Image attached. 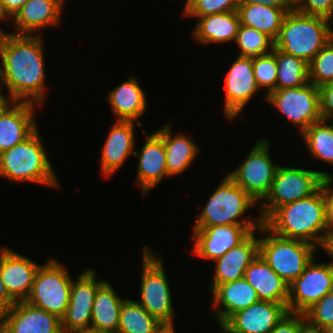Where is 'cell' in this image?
I'll list each match as a JSON object with an SVG mask.
<instances>
[{
  "mask_svg": "<svg viewBox=\"0 0 333 333\" xmlns=\"http://www.w3.org/2000/svg\"><path fill=\"white\" fill-rule=\"evenodd\" d=\"M42 36L0 34V89L17 102L43 105L47 86ZM4 86V87H3Z\"/></svg>",
  "mask_w": 333,
  "mask_h": 333,
  "instance_id": "obj_1",
  "label": "cell"
},
{
  "mask_svg": "<svg viewBox=\"0 0 333 333\" xmlns=\"http://www.w3.org/2000/svg\"><path fill=\"white\" fill-rule=\"evenodd\" d=\"M264 224L276 235L320 248L328 231L325 186L310 197L279 207Z\"/></svg>",
  "mask_w": 333,
  "mask_h": 333,
  "instance_id": "obj_2",
  "label": "cell"
},
{
  "mask_svg": "<svg viewBox=\"0 0 333 333\" xmlns=\"http://www.w3.org/2000/svg\"><path fill=\"white\" fill-rule=\"evenodd\" d=\"M39 128L26 140L0 154V177L12 183H34L61 189Z\"/></svg>",
  "mask_w": 333,
  "mask_h": 333,
  "instance_id": "obj_3",
  "label": "cell"
},
{
  "mask_svg": "<svg viewBox=\"0 0 333 333\" xmlns=\"http://www.w3.org/2000/svg\"><path fill=\"white\" fill-rule=\"evenodd\" d=\"M333 37L329 19L290 10L282 23L274 48L308 64Z\"/></svg>",
  "mask_w": 333,
  "mask_h": 333,
  "instance_id": "obj_4",
  "label": "cell"
},
{
  "mask_svg": "<svg viewBox=\"0 0 333 333\" xmlns=\"http://www.w3.org/2000/svg\"><path fill=\"white\" fill-rule=\"evenodd\" d=\"M209 196L200 214L194 215V227L218 225L262 226L260 216L251 218L244 215L258 203L252 199L227 174ZM250 217V218H249Z\"/></svg>",
  "mask_w": 333,
  "mask_h": 333,
  "instance_id": "obj_5",
  "label": "cell"
},
{
  "mask_svg": "<svg viewBox=\"0 0 333 333\" xmlns=\"http://www.w3.org/2000/svg\"><path fill=\"white\" fill-rule=\"evenodd\" d=\"M258 232L259 254L288 285L304 272L319 250L309 242L276 235L264 223Z\"/></svg>",
  "mask_w": 333,
  "mask_h": 333,
  "instance_id": "obj_6",
  "label": "cell"
},
{
  "mask_svg": "<svg viewBox=\"0 0 333 333\" xmlns=\"http://www.w3.org/2000/svg\"><path fill=\"white\" fill-rule=\"evenodd\" d=\"M325 171L279 165L271 189L258 211L263 223L281 206L315 194L323 185Z\"/></svg>",
  "mask_w": 333,
  "mask_h": 333,
  "instance_id": "obj_7",
  "label": "cell"
},
{
  "mask_svg": "<svg viewBox=\"0 0 333 333\" xmlns=\"http://www.w3.org/2000/svg\"><path fill=\"white\" fill-rule=\"evenodd\" d=\"M142 250L140 301H136L163 325H174V301L164 261L149 246Z\"/></svg>",
  "mask_w": 333,
  "mask_h": 333,
  "instance_id": "obj_8",
  "label": "cell"
},
{
  "mask_svg": "<svg viewBox=\"0 0 333 333\" xmlns=\"http://www.w3.org/2000/svg\"><path fill=\"white\" fill-rule=\"evenodd\" d=\"M66 268L54 257L40 265L35 274L31 292L25 301L62 318L70 301L73 281Z\"/></svg>",
  "mask_w": 333,
  "mask_h": 333,
  "instance_id": "obj_9",
  "label": "cell"
},
{
  "mask_svg": "<svg viewBox=\"0 0 333 333\" xmlns=\"http://www.w3.org/2000/svg\"><path fill=\"white\" fill-rule=\"evenodd\" d=\"M270 143L266 138L254 142L242 164L226 173L258 204L268 195L279 166L271 156Z\"/></svg>",
  "mask_w": 333,
  "mask_h": 333,
  "instance_id": "obj_10",
  "label": "cell"
},
{
  "mask_svg": "<svg viewBox=\"0 0 333 333\" xmlns=\"http://www.w3.org/2000/svg\"><path fill=\"white\" fill-rule=\"evenodd\" d=\"M267 102L297 127L299 135L322 120L319 88L310 82L305 86L276 89L266 96Z\"/></svg>",
  "mask_w": 333,
  "mask_h": 333,
  "instance_id": "obj_11",
  "label": "cell"
},
{
  "mask_svg": "<svg viewBox=\"0 0 333 333\" xmlns=\"http://www.w3.org/2000/svg\"><path fill=\"white\" fill-rule=\"evenodd\" d=\"M316 261L313 257L304 272L288 286L289 312L304 313L333 290V264Z\"/></svg>",
  "mask_w": 333,
  "mask_h": 333,
  "instance_id": "obj_12",
  "label": "cell"
},
{
  "mask_svg": "<svg viewBox=\"0 0 333 333\" xmlns=\"http://www.w3.org/2000/svg\"><path fill=\"white\" fill-rule=\"evenodd\" d=\"M223 114L230 121L238 118L245 106L260 92L253 70V58L238 56L230 64L224 78Z\"/></svg>",
  "mask_w": 333,
  "mask_h": 333,
  "instance_id": "obj_13",
  "label": "cell"
},
{
  "mask_svg": "<svg viewBox=\"0 0 333 333\" xmlns=\"http://www.w3.org/2000/svg\"><path fill=\"white\" fill-rule=\"evenodd\" d=\"M261 226L218 225L193 227L191 253L206 261L222 257L231 248L238 246Z\"/></svg>",
  "mask_w": 333,
  "mask_h": 333,
  "instance_id": "obj_14",
  "label": "cell"
},
{
  "mask_svg": "<svg viewBox=\"0 0 333 333\" xmlns=\"http://www.w3.org/2000/svg\"><path fill=\"white\" fill-rule=\"evenodd\" d=\"M94 269L87 268L71 284L70 301L61 318L63 333L91 327V313L98 288L106 281L98 279Z\"/></svg>",
  "mask_w": 333,
  "mask_h": 333,
  "instance_id": "obj_15",
  "label": "cell"
},
{
  "mask_svg": "<svg viewBox=\"0 0 333 333\" xmlns=\"http://www.w3.org/2000/svg\"><path fill=\"white\" fill-rule=\"evenodd\" d=\"M136 125L143 127L141 123L122 120H116L110 127L107 138L100 149V172L104 179L114 176L125 161L134 155Z\"/></svg>",
  "mask_w": 333,
  "mask_h": 333,
  "instance_id": "obj_16",
  "label": "cell"
},
{
  "mask_svg": "<svg viewBox=\"0 0 333 333\" xmlns=\"http://www.w3.org/2000/svg\"><path fill=\"white\" fill-rule=\"evenodd\" d=\"M40 265L7 246L0 248L1 279L16 301H25L32 289L35 274Z\"/></svg>",
  "mask_w": 333,
  "mask_h": 333,
  "instance_id": "obj_17",
  "label": "cell"
},
{
  "mask_svg": "<svg viewBox=\"0 0 333 333\" xmlns=\"http://www.w3.org/2000/svg\"><path fill=\"white\" fill-rule=\"evenodd\" d=\"M0 326L7 333H63L61 318L26 301L16 302L2 314Z\"/></svg>",
  "mask_w": 333,
  "mask_h": 333,
  "instance_id": "obj_18",
  "label": "cell"
},
{
  "mask_svg": "<svg viewBox=\"0 0 333 333\" xmlns=\"http://www.w3.org/2000/svg\"><path fill=\"white\" fill-rule=\"evenodd\" d=\"M66 0H28L10 20L16 35L42 36V30L60 26Z\"/></svg>",
  "mask_w": 333,
  "mask_h": 333,
  "instance_id": "obj_19",
  "label": "cell"
},
{
  "mask_svg": "<svg viewBox=\"0 0 333 333\" xmlns=\"http://www.w3.org/2000/svg\"><path fill=\"white\" fill-rule=\"evenodd\" d=\"M146 138L140 151L135 150L138 157L136 183L142 197L147 196L163 179L170 178L167 174L166 152L163 140L153 131L150 135L142 130Z\"/></svg>",
  "mask_w": 333,
  "mask_h": 333,
  "instance_id": "obj_20",
  "label": "cell"
},
{
  "mask_svg": "<svg viewBox=\"0 0 333 333\" xmlns=\"http://www.w3.org/2000/svg\"><path fill=\"white\" fill-rule=\"evenodd\" d=\"M288 312L287 304L259 300L233 314L223 326L230 333H270Z\"/></svg>",
  "mask_w": 333,
  "mask_h": 333,
  "instance_id": "obj_21",
  "label": "cell"
},
{
  "mask_svg": "<svg viewBox=\"0 0 333 333\" xmlns=\"http://www.w3.org/2000/svg\"><path fill=\"white\" fill-rule=\"evenodd\" d=\"M257 233L258 230L252 232L238 246L231 248L222 257L213 261L215 270L209 283L210 293L220 284L244 278L247 267L259 254Z\"/></svg>",
  "mask_w": 333,
  "mask_h": 333,
  "instance_id": "obj_22",
  "label": "cell"
},
{
  "mask_svg": "<svg viewBox=\"0 0 333 333\" xmlns=\"http://www.w3.org/2000/svg\"><path fill=\"white\" fill-rule=\"evenodd\" d=\"M38 105L13 101L0 115V154L30 137L39 127Z\"/></svg>",
  "mask_w": 333,
  "mask_h": 333,
  "instance_id": "obj_23",
  "label": "cell"
},
{
  "mask_svg": "<svg viewBox=\"0 0 333 333\" xmlns=\"http://www.w3.org/2000/svg\"><path fill=\"white\" fill-rule=\"evenodd\" d=\"M211 293V308L215 310L213 315L218 325H223L233 314L259 301L257 292L245 278L220 284Z\"/></svg>",
  "mask_w": 333,
  "mask_h": 333,
  "instance_id": "obj_24",
  "label": "cell"
},
{
  "mask_svg": "<svg viewBox=\"0 0 333 333\" xmlns=\"http://www.w3.org/2000/svg\"><path fill=\"white\" fill-rule=\"evenodd\" d=\"M140 81L129 76L123 83L109 91L107 102L115 120L134 121L141 123L139 118L146 114L147 98Z\"/></svg>",
  "mask_w": 333,
  "mask_h": 333,
  "instance_id": "obj_25",
  "label": "cell"
},
{
  "mask_svg": "<svg viewBox=\"0 0 333 333\" xmlns=\"http://www.w3.org/2000/svg\"><path fill=\"white\" fill-rule=\"evenodd\" d=\"M170 123L161 126L154 132L163 140L166 152V166L169 177L181 175L195 162L200 147L191 136L178 132L173 135Z\"/></svg>",
  "mask_w": 333,
  "mask_h": 333,
  "instance_id": "obj_26",
  "label": "cell"
},
{
  "mask_svg": "<svg viewBox=\"0 0 333 333\" xmlns=\"http://www.w3.org/2000/svg\"><path fill=\"white\" fill-rule=\"evenodd\" d=\"M244 278L255 289L261 301L288 303V284L269 266L260 254L247 267Z\"/></svg>",
  "mask_w": 333,
  "mask_h": 333,
  "instance_id": "obj_27",
  "label": "cell"
},
{
  "mask_svg": "<svg viewBox=\"0 0 333 333\" xmlns=\"http://www.w3.org/2000/svg\"><path fill=\"white\" fill-rule=\"evenodd\" d=\"M198 18L192 28V38L200 44H224L234 42L240 26L237 11L221 12Z\"/></svg>",
  "mask_w": 333,
  "mask_h": 333,
  "instance_id": "obj_28",
  "label": "cell"
},
{
  "mask_svg": "<svg viewBox=\"0 0 333 333\" xmlns=\"http://www.w3.org/2000/svg\"><path fill=\"white\" fill-rule=\"evenodd\" d=\"M292 9L261 3H239L237 13L241 25L254 28L275 40L286 14Z\"/></svg>",
  "mask_w": 333,
  "mask_h": 333,
  "instance_id": "obj_29",
  "label": "cell"
},
{
  "mask_svg": "<svg viewBox=\"0 0 333 333\" xmlns=\"http://www.w3.org/2000/svg\"><path fill=\"white\" fill-rule=\"evenodd\" d=\"M120 297L112 284L105 281L97 290L91 313V327L117 333L121 305Z\"/></svg>",
  "mask_w": 333,
  "mask_h": 333,
  "instance_id": "obj_30",
  "label": "cell"
},
{
  "mask_svg": "<svg viewBox=\"0 0 333 333\" xmlns=\"http://www.w3.org/2000/svg\"><path fill=\"white\" fill-rule=\"evenodd\" d=\"M162 326L136 300L126 298L123 301L117 333H156Z\"/></svg>",
  "mask_w": 333,
  "mask_h": 333,
  "instance_id": "obj_31",
  "label": "cell"
},
{
  "mask_svg": "<svg viewBox=\"0 0 333 333\" xmlns=\"http://www.w3.org/2000/svg\"><path fill=\"white\" fill-rule=\"evenodd\" d=\"M301 137L311 157L325 164H333V121L322 119L315 122Z\"/></svg>",
  "mask_w": 333,
  "mask_h": 333,
  "instance_id": "obj_32",
  "label": "cell"
},
{
  "mask_svg": "<svg viewBox=\"0 0 333 333\" xmlns=\"http://www.w3.org/2000/svg\"><path fill=\"white\" fill-rule=\"evenodd\" d=\"M277 62L276 89L295 88L309 83L308 63L275 48Z\"/></svg>",
  "mask_w": 333,
  "mask_h": 333,
  "instance_id": "obj_33",
  "label": "cell"
},
{
  "mask_svg": "<svg viewBox=\"0 0 333 333\" xmlns=\"http://www.w3.org/2000/svg\"><path fill=\"white\" fill-rule=\"evenodd\" d=\"M239 47L238 56L257 57L273 51L274 40L263 32L240 24L234 41Z\"/></svg>",
  "mask_w": 333,
  "mask_h": 333,
  "instance_id": "obj_34",
  "label": "cell"
},
{
  "mask_svg": "<svg viewBox=\"0 0 333 333\" xmlns=\"http://www.w3.org/2000/svg\"><path fill=\"white\" fill-rule=\"evenodd\" d=\"M309 82L316 87L333 82V37L308 64Z\"/></svg>",
  "mask_w": 333,
  "mask_h": 333,
  "instance_id": "obj_35",
  "label": "cell"
},
{
  "mask_svg": "<svg viewBox=\"0 0 333 333\" xmlns=\"http://www.w3.org/2000/svg\"><path fill=\"white\" fill-rule=\"evenodd\" d=\"M253 70L257 86L261 91L266 89L264 94L266 100V96L276 90L277 62L275 48L268 54L253 57Z\"/></svg>",
  "mask_w": 333,
  "mask_h": 333,
  "instance_id": "obj_36",
  "label": "cell"
},
{
  "mask_svg": "<svg viewBox=\"0 0 333 333\" xmlns=\"http://www.w3.org/2000/svg\"><path fill=\"white\" fill-rule=\"evenodd\" d=\"M303 314L309 328L325 331L333 327V290Z\"/></svg>",
  "mask_w": 333,
  "mask_h": 333,
  "instance_id": "obj_37",
  "label": "cell"
},
{
  "mask_svg": "<svg viewBox=\"0 0 333 333\" xmlns=\"http://www.w3.org/2000/svg\"><path fill=\"white\" fill-rule=\"evenodd\" d=\"M240 0H186L183 17H201L221 12L237 11Z\"/></svg>",
  "mask_w": 333,
  "mask_h": 333,
  "instance_id": "obj_38",
  "label": "cell"
},
{
  "mask_svg": "<svg viewBox=\"0 0 333 333\" xmlns=\"http://www.w3.org/2000/svg\"><path fill=\"white\" fill-rule=\"evenodd\" d=\"M294 9L307 15L330 20L333 16V0H294Z\"/></svg>",
  "mask_w": 333,
  "mask_h": 333,
  "instance_id": "obj_39",
  "label": "cell"
},
{
  "mask_svg": "<svg viewBox=\"0 0 333 333\" xmlns=\"http://www.w3.org/2000/svg\"><path fill=\"white\" fill-rule=\"evenodd\" d=\"M306 326L303 313L288 312L270 333H301Z\"/></svg>",
  "mask_w": 333,
  "mask_h": 333,
  "instance_id": "obj_40",
  "label": "cell"
},
{
  "mask_svg": "<svg viewBox=\"0 0 333 333\" xmlns=\"http://www.w3.org/2000/svg\"><path fill=\"white\" fill-rule=\"evenodd\" d=\"M319 93L322 119L333 121V82L320 86Z\"/></svg>",
  "mask_w": 333,
  "mask_h": 333,
  "instance_id": "obj_41",
  "label": "cell"
},
{
  "mask_svg": "<svg viewBox=\"0 0 333 333\" xmlns=\"http://www.w3.org/2000/svg\"><path fill=\"white\" fill-rule=\"evenodd\" d=\"M28 0H0V18L10 21Z\"/></svg>",
  "mask_w": 333,
  "mask_h": 333,
  "instance_id": "obj_42",
  "label": "cell"
},
{
  "mask_svg": "<svg viewBox=\"0 0 333 333\" xmlns=\"http://www.w3.org/2000/svg\"><path fill=\"white\" fill-rule=\"evenodd\" d=\"M327 200V228L333 231V174L324 177Z\"/></svg>",
  "mask_w": 333,
  "mask_h": 333,
  "instance_id": "obj_43",
  "label": "cell"
},
{
  "mask_svg": "<svg viewBox=\"0 0 333 333\" xmlns=\"http://www.w3.org/2000/svg\"><path fill=\"white\" fill-rule=\"evenodd\" d=\"M16 301L9 295L0 274V316L7 312Z\"/></svg>",
  "mask_w": 333,
  "mask_h": 333,
  "instance_id": "obj_44",
  "label": "cell"
},
{
  "mask_svg": "<svg viewBox=\"0 0 333 333\" xmlns=\"http://www.w3.org/2000/svg\"><path fill=\"white\" fill-rule=\"evenodd\" d=\"M240 3H261L277 8H294V0H240Z\"/></svg>",
  "mask_w": 333,
  "mask_h": 333,
  "instance_id": "obj_45",
  "label": "cell"
},
{
  "mask_svg": "<svg viewBox=\"0 0 333 333\" xmlns=\"http://www.w3.org/2000/svg\"><path fill=\"white\" fill-rule=\"evenodd\" d=\"M320 249H323L332 258L330 263L333 264V231H327Z\"/></svg>",
  "mask_w": 333,
  "mask_h": 333,
  "instance_id": "obj_46",
  "label": "cell"
},
{
  "mask_svg": "<svg viewBox=\"0 0 333 333\" xmlns=\"http://www.w3.org/2000/svg\"><path fill=\"white\" fill-rule=\"evenodd\" d=\"M12 102V98L7 94H3V91L0 89V115Z\"/></svg>",
  "mask_w": 333,
  "mask_h": 333,
  "instance_id": "obj_47",
  "label": "cell"
},
{
  "mask_svg": "<svg viewBox=\"0 0 333 333\" xmlns=\"http://www.w3.org/2000/svg\"><path fill=\"white\" fill-rule=\"evenodd\" d=\"M71 333H115V332L104 331V330H100V329H95L93 327H87V328L75 330V331H73Z\"/></svg>",
  "mask_w": 333,
  "mask_h": 333,
  "instance_id": "obj_48",
  "label": "cell"
},
{
  "mask_svg": "<svg viewBox=\"0 0 333 333\" xmlns=\"http://www.w3.org/2000/svg\"><path fill=\"white\" fill-rule=\"evenodd\" d=\"M174 325H163L156 333H176Z\"/></svg>",
  "mask_w": 333,
  "mask_h": 333,
  "instance_id": "obj_49",
  "label": "cell"
},
{
  "mask_svg": "<svg viewBox=\"0 0 333 333\" xmlns=\"http://www.w3.org/2000/svg\"><path fill=\"white\" fill-rule=\"evenodd\" d=\"M301 333H325V332L321 330L312 329L306 326Z\"/></svg>",
  "mask_w": 333,
  "mask_h": 333,
  "instance_id": "obj_50",
  "label": "cell"
},
{
  "mask_svg": "<svg viewBox=\"0 0 333 333\" xmlns=\"http://www.w3.org/2000/svg\"><path fill=\"white\" fill-rule=\"evenodd\" d=\"M220 328L221 333H230L223 325L218 326Z\"/></svg>",
  "mask_w": 333,
  "mask_h": 333,
  "instance_id": "obj_51",
  "label": "cell"
},
{
  "mask_svg": "<svg viewBox=\"0 0 333 333\" xmlns=\"http://www.w3.org/2000/svg\"><path fill=\"white\" fill-rule=\"evenodd\" d=\"M325 333H333V327H330L324 331Z\"/></svg>",
  "mask_w": 333,
  "mask_h": 333,
  "instance_id": "obj_52",
  "label": "cell"
},
{
  "mask_svg": "<svg viewBox=\"0 0 333 333\" xmlns=\"http://www.w3.org/2000/svg\"><path fill=\"white\" fill-rule=\"evenodd\" d=\"M329 21H330L332 32H333V27H332V25H333V16L331 17V19Z\"/></svg>",
  "mask_w": 333,
  "mask_h": 333,
  "instance_id": "obj_53",
  "label": "cell"
},
{
  "mask_svg": "<svg viewBox=\"0 0 333 333\" xmlns=\"http://www.w3.org/2000/svg\"><path fill=\"white\" fill-rule=\"evenodd\" d=\"M0 333H7V332L0 326Z\"/></svg>",
  "mask_w": 333,
  "mask_h": 333,
  "instance_id": "obj_54",
  "label": "cell"
}]
</instances>
